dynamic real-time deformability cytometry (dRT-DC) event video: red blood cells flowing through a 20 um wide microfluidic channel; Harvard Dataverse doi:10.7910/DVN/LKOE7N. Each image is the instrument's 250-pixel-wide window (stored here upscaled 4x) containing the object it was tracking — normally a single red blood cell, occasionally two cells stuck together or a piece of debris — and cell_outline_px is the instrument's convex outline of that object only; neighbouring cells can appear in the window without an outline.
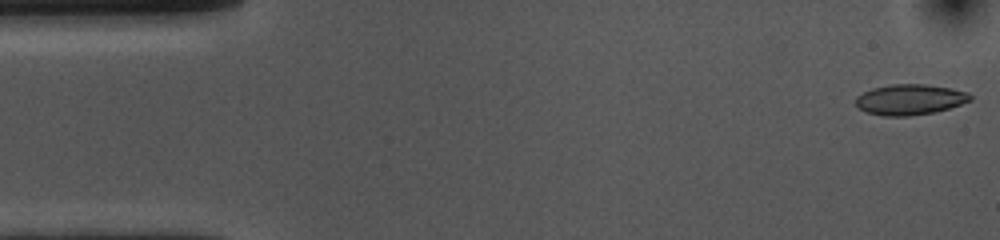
{"species": "common noctule bat (a hibernating species)", "species_latin": "Nyctalus noctula", "temperature_condition": "cold", "stored_images_in_passage": 53, "camera_frame_rate_fps": 3000, "um_per_image_px": 0.085, "animal": {"sex": "female", "body_mass_g": 10.0, "forearm_length_mm": 53.1}, "frame": {"image": 1, "passage_image": 1, "time_ms": 0.0, "image_size_px": [1000, 240], "cell_outline_px": [[972, 100], [948, 108], [932, 112], [908, 116], [884, 116], [864, 112], [856, 104], [856, 96], [872, 88], [892, 84], [924, 84], [948, 88], [968, 92], [972, 96]], "centroid_in_image_um": [77.31, 8.46], "position_along_channel_um": 7.7, "area_um2": 20.23}}
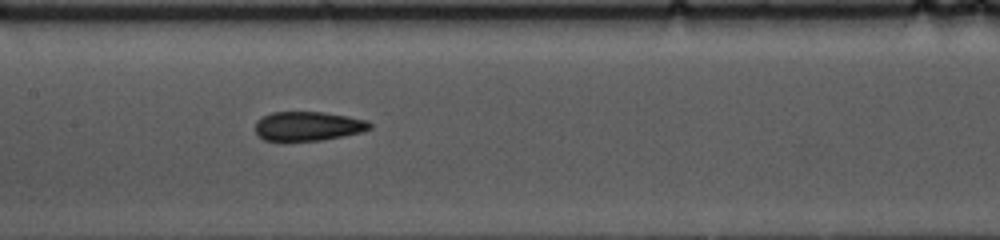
{"frame": {"image": 2, "passage_image": 24, "time_ms": 7.667, "image_size_px": [1000, 240], "cell_outline_px": [[372, 128], [360, 132], [344, 136], [320, 140], [264, 140], [256, 136], [256, 120], [272, 112], [324, 112], [348, 116], [368, 120], [372, 124]], "centroid_in_image_um": [26.19, 10.71], "position_along_channel_um": 181.2, "area_um2": 19.48}}
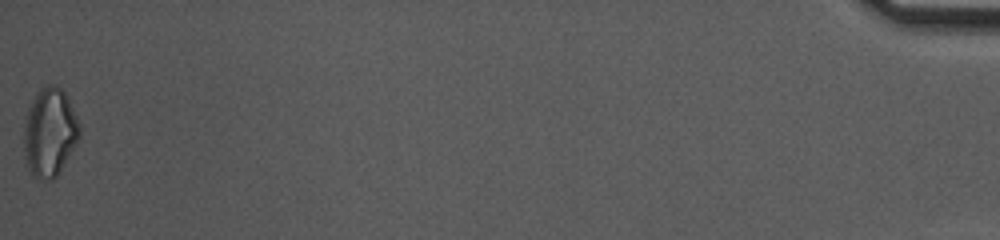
{"frame": {"image": 3, "passage_image": 53, "time_ms": 17.333, "image_size_px": [1000, 240], "cell_outline_px": [[80, 136], [60, 172], [52, 180], [40, 180], [28, 168], [24, 156], [24, 116], [36, 92], [40, 88], [48, 84], [56, 84], [64, 92], [80, 124]], "centroid_in_image_um": [4.21, 11.24], "position_along_channel_um": 431.0, "area_um2": 28.78}, "authors_computed_cell_mechanics": {"area_um2": 20.3456, "velocity_mm_per_s": 3.6755, "shape_relaxation_time_tau1_ms": 10.2551, "shape_relaxation_time_tau2_ms": 4.0463, "deformation_change_tau1": 0.1501, "deformation_change_tau2": 0.0959}}